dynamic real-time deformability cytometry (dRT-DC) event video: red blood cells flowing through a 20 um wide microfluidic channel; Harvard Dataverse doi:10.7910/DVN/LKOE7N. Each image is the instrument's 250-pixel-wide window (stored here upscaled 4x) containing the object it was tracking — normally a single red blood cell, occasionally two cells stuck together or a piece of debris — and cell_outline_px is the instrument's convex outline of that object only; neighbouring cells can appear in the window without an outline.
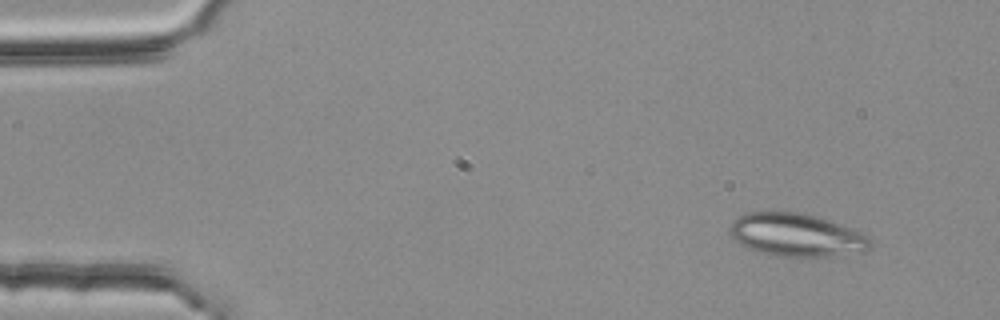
{"species": "common noctule bat (a hibernating species)", "species_latin": "Nyctalus noctula", "temperature_condition": "room temperature", "stored_images_in_passage": 3, "camera_frame_rate_fps": 3000, "um_per_image_px": 0.085, "animal": {"sex": "female", "body_mass_g": 25.1}, "frame": {"image": 1, "passage_image": 1, "time_ms": 0.0, "image_size_px": [1000, 320], "cell_outline_px": [[872, 248], [864, 252], [808, 260], [804, 260], [772, 256], [748, 248], [740, 244], [732, 236], [732, 220], [748, 212], [804, 212], [820, 216], [860, 232], [868, 236], [872, 240]], "centroid_in_image_um": [67.78, 20.03], "position_along_channel_um": 17.2, "area_um2": 36.36}}